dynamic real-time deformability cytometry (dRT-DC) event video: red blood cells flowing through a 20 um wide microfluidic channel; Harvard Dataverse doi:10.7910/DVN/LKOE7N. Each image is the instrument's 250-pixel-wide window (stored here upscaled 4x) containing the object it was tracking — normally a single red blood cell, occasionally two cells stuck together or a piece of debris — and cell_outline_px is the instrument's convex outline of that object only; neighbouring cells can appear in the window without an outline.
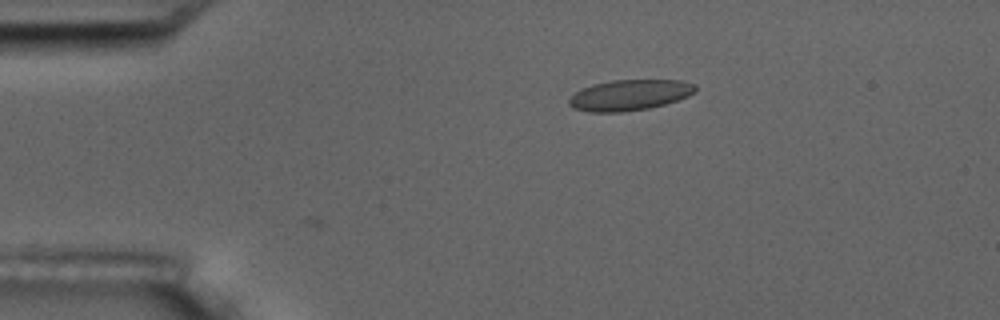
{"species": "common noctule bat (a hibernating species)", "species_latin": "Nyctalus noctula", "temperature_condition": "room temperature", "stored_images_in_passage": 3, "camera_frame_rate_fps": 3000, "um_per_image_px": 0.085, "animal": {"sex": "male", "body_mass_g": 17.5, "forearm_length_mm": 52.3}, "frame": {"image": 1, "passage_image": 3, "time_ms": 2.333, "image_size_px": [1000, 320], "cell_outline_px": [[696, 92], [688, 96], [664, 104], [648, 108], [620, 112], [588, 112], [572, 108], [568, 104], [568, 100], [580, 88], [592, 84], [612, 80], [680, 80], [696, 84]], "centroid_in_image_um": [53.49, 8.07], "position_along_channel_um": 31.5, "area_um2": 22.72}}